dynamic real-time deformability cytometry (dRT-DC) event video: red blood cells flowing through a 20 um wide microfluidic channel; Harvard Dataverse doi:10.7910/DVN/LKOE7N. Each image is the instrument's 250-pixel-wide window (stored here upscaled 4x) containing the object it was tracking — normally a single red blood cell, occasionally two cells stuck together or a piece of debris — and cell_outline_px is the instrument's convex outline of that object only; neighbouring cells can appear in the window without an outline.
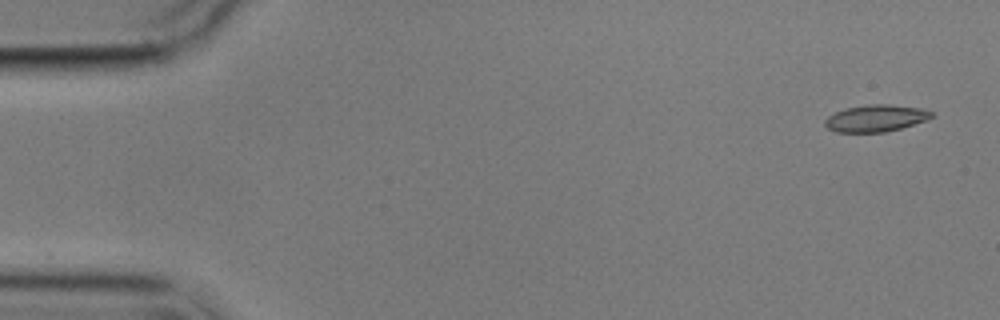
{"species": "common noctule bat (a hibernating species)", "species_latin": "Nyctalus noctula", "temperature_condition": "cold", "stored_images_in_passage": 5, "camera_frame_rate_fps": 3000, "um_per_image_px": 0.085, "animal": {"sex": "male", "body_mass_g": 17.9}, "frame": {"image": 1, "passage_image": 1, "time_ms": 0.0, "image_size_px": [1000, 320], "cell_outline_px": [[936, 116], [928, 120], [900, 128], [884, 132], [836, 132], [828, 128], [824, 124], [824, 120], [828, 116], [836, 112], [848, 108], [868, 104], [888, 104], [924, 108], [932, 112]], "centroid_in_image_um": [74.49, 10.04], "position_along_channel_um": 10.5, "area_um2": 16.76}}
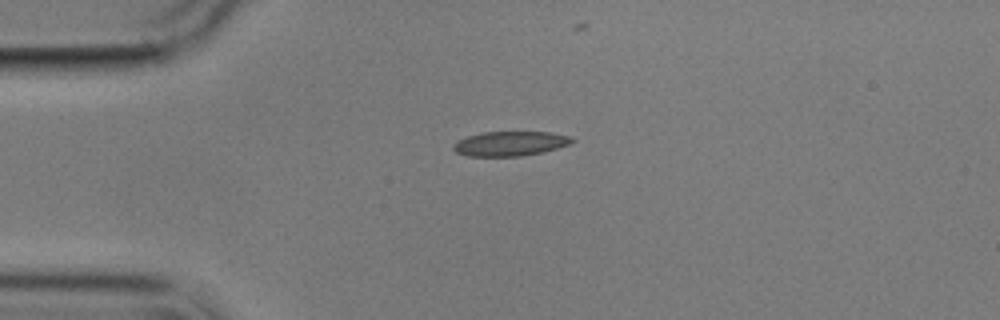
{"frame": {"image": 2, "passage_image": 4, "time_ms": 3.667, "image_size_px": [1000, 320], "cell_outline_px": [[576, 140], [568, 144], [544, 152], [520, 156], [468, 156], [456, 152], [452, 148], [452, 144], [468, 136], [484, 132], [548, 132], [572, 136]], "centroid_in_image_um": [43.37, 12.21], "position_along_channel_um": 41.6, "area_um2": 16.94}}